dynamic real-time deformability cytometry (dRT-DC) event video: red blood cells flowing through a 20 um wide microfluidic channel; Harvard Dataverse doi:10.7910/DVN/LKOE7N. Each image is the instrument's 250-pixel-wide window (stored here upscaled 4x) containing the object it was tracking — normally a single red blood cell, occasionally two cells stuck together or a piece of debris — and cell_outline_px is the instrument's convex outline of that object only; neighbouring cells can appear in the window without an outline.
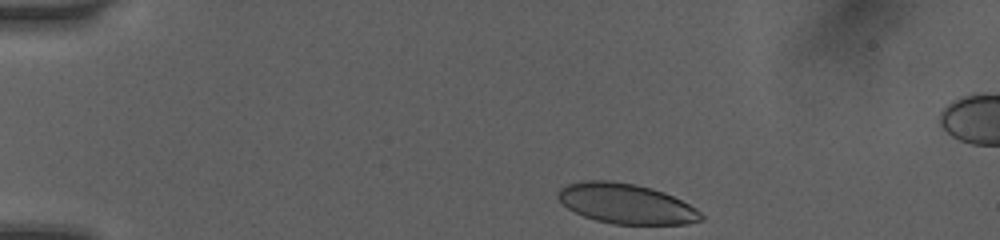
{"species": "human", "species_latin": "Homo sapiens", "temperature_condition": "room temperature", "stored_images_in_passage": 5, "segment_of_instrument_passage": [1, 2], "camera_frame_rate_fps": 3000, "um_per_image_px": 0.085, "donor": {"sex": "female"}, "frame": {"image": 1, "passage_image": 1, "time_ms": 0.0, "image_size_px": [1000, 240], "cell_outline_px": [[704, 220], [688, 224], [612, 224], [596, 220], [584, 216], [568, 208], [556, 196], [560, 188], [568, 184], [580, 180], [612, 180], [636, 184], [652, 188], [664, 192], [696, 208], [704, 216]], "centroid_in_image_um": [53.23, 17.3], "position_along_channel_um": 31.8, "area_um2": 33.52}}